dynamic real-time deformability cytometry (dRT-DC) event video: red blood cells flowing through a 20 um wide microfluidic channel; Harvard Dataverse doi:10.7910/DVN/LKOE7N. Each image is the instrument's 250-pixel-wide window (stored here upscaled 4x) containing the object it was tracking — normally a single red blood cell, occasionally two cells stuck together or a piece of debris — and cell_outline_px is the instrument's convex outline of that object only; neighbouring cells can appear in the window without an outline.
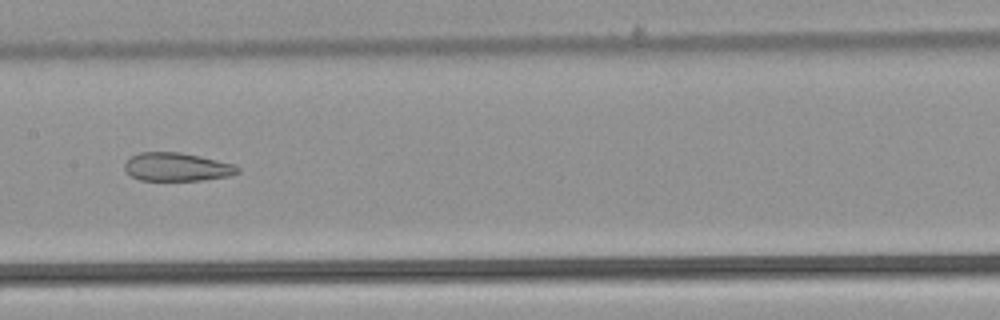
{"species": "common noctule bat (a hibernating species)", "species_latin": "Nyctalus noctula", "temperature_condition": "warm", "stored_images_in_passage": 53, "camera_frame_rate_fps": 3000, "um_per_image_px": 0.085, "animal": {"sex": "male", "body_mass_g": 21.5, "forearm_length_mm": 52.0}, "frame": {"image": 1, "passage_image": 27, "time_ms": 8.667, "image_size_px": [1000, 320], "cell_outline_px": [[240, 172], [228, 176], [204, 180], [140, 180], [132, 176], [124, 168], [124, 164], [132, 156], [140, 152], [180, 152], [200, 156], [236, 164], [240, 168]], "centroid_in_image_um": [15.08, 14.19], "position_along_channel_um": 192.3, "area_um2": 18.67}}
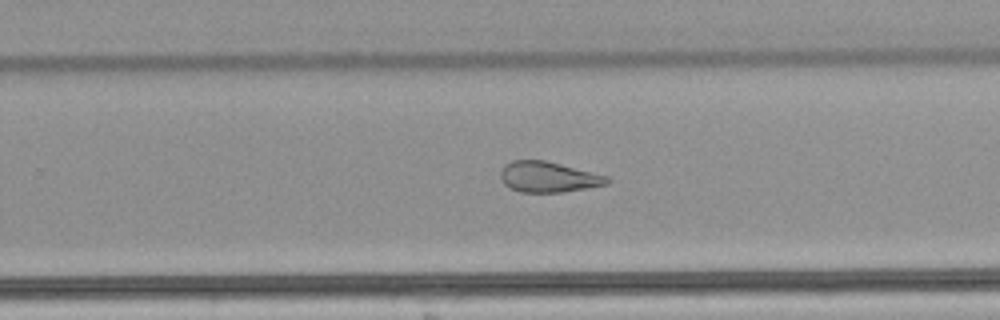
{"frame": {"image": 2, "passage_image": 34, "time_ms": 11.0, "image_size_px": [1000, 320], "cell_outline_px": [[612, 180], [608, 184], [560, 192], [520, 192], [504, 184], [500, 180], [500, 172], [504, 164], [512, 160], [544, 160], [608, 176]], "centroid_in_image_um": [46.58, 15.03], "position_along_channel_um": 283.2, "area_um2": 18.9}}
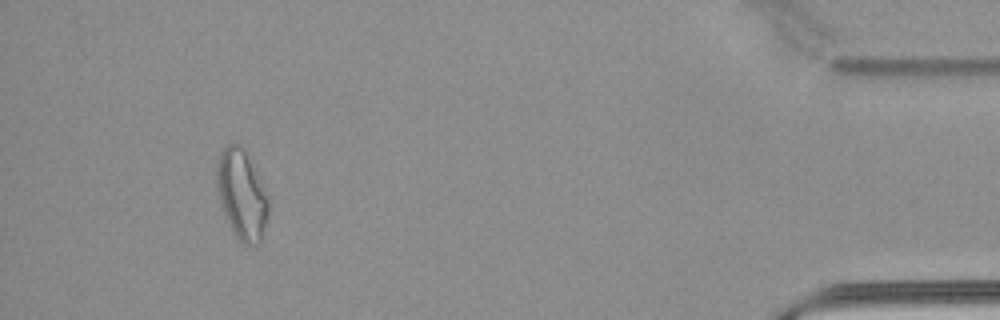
{"frame": {"image": 3, "passage_image": 49, "time_ms": 16.0, "image_size_px": [1000, 320], "cell_outline_px": [[268, 220], [260, 244], [240, 244], [232, 232], [224, 212], [220, 200], [216, 184], [216, 160], [220, 152], [228, 144], [240, 144], [244, 148], [268, 200]], "centroid_in_image_um": [20.52, 16.58], "position_along_channel_um": 414.7, "area_um2": 26.82}, "authors_computed_cell_mechanics": {"area_um2": 25.0274, "velocity_mm_per_s": 3.9024, "shape_relaxation_time_tau1_ms": null, "shape_relaxation_time_tau2_ms": 2.6021, "deformation_change_tau1": null, "deformation_change_tau2": 0.1168}}